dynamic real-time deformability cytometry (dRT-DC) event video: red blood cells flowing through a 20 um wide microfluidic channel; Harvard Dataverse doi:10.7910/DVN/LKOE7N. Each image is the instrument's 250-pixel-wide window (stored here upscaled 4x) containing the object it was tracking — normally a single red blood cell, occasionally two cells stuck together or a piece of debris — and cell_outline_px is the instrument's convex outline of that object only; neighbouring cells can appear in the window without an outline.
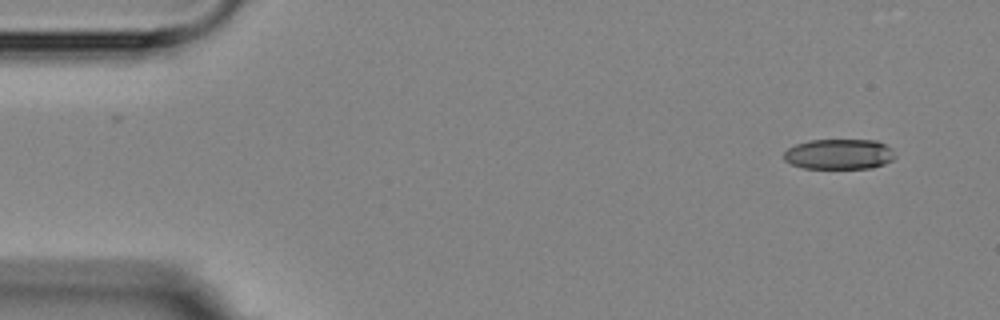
{"species": "Egyptian fruit bat (a non-hibernating species)", "species_latin": "Rousettus aegyptiacus", "temperature_condition": "room temperature", "stored_images_in_passage": 9, "camera_frame_rate_fps": 3000, "um_per_image_px": 0.085, "animal": {"sex": "female"}, "frame": {"image": 1, "passage_image": 1, "time_ms": 0.0, "image_size_px": [1000, 320], "cell_outline_px": [[896, 156], [892, 160], [884, 164], [872, 168], [804, 168], [792, 164], [784, 160], [784, 152], [788, 148], [796, 144], [808, 140], [876, 140], [884, 144]], "centroid_in_image_um": [71.3, 13.1], "position_along_channel_um": 13.7, "area_um2": 19.54}}
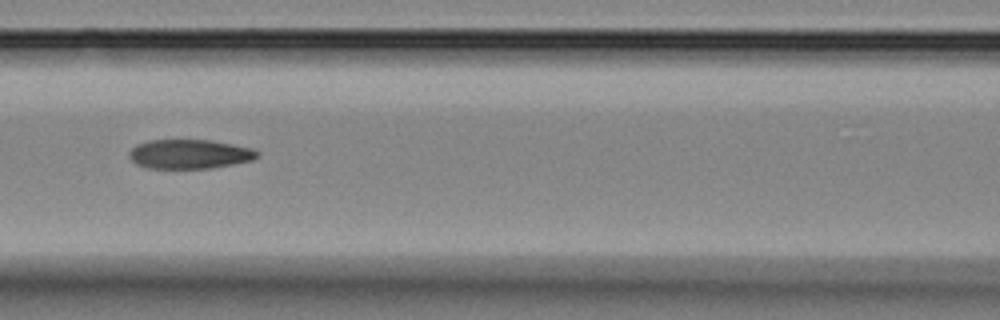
{"frame": {"image": 2, "passage_image": 6, "time_ms": 6.667, "image_size_px": [1000, 320], "cell_outline_px": [[260, 156], [252, 160], [212, 168], [148, 168], [136, 164], [128, 156], [128, 152], [136, 144], [148, 140], [208, 140], [232, 144], [252, 148], [260, 152]], "centroid_in_image_um": [16.1, 13.09], "position_along_channel_um": 150.5, "area_um2": 21.91}}
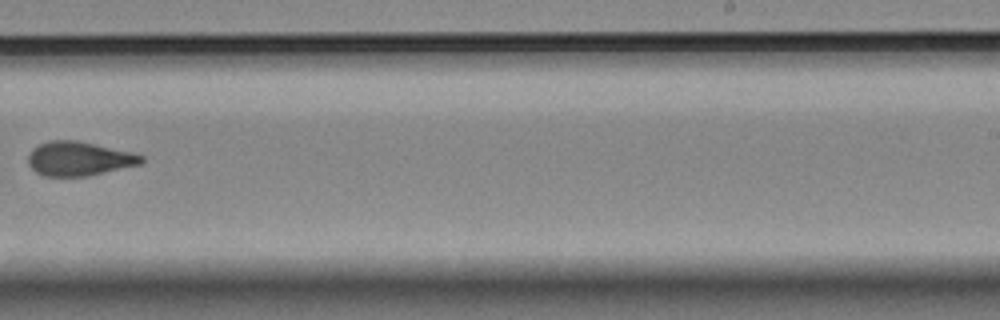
{"frame": {"image": 3, "passage_image": 9, "time_ms": 10.333, "image_size_px": [1000, 320], "cell_outline_px": [[144, 160], [140, 164], [88, 176], [44, 176], [36, 172], [28, 164], [28, 156], [32, 148], [40, 144], [52, 140], [76, 140], [136, 152], [144, 156]], "centroid_in_image_um": [6.74, 13.48], "position_along_channel_um": 282.3, "area_um2": 22.66}}